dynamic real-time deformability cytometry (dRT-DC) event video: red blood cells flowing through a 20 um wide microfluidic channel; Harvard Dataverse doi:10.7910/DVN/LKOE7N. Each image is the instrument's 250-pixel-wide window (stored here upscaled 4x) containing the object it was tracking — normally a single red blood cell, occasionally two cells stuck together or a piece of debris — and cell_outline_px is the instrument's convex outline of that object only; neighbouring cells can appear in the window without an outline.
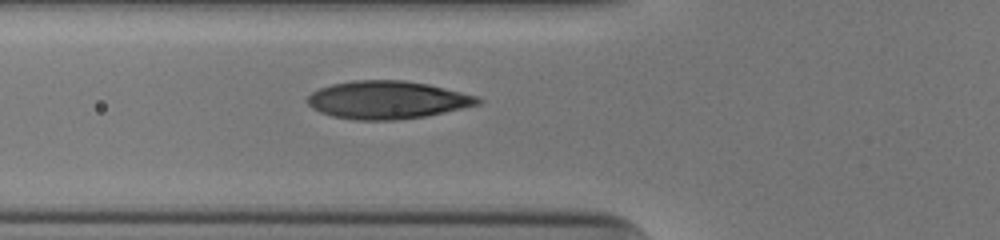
{"species": "human", "species_latin": "Homo sapiens", "temperature_condition": "cold", "stored_images_in_passage": 33, "camera_frame_rate_fps": 3000, "um_per_image_px": 0.085, "donor": {"sex": "male"}, "frame": {"image": 1, "passage_image": 5, "time_ms": 1.333, "image_size_px": [1000, 240], "cell_outline_px": [[480, 104], [428, 116], [396, 120], [356, 120], [332, 116], [320, 112], [312, 108], [308, 104], [308, 96], [312, 92], [320, 88], [332, 84], [352, 80], [404, 80], [428, 84], [476, 96], [480, 100]], "centroid_in_image_um": [32.9, 8.5], "position_along_channel_um": 92.9, "area_um2": 37.51}}
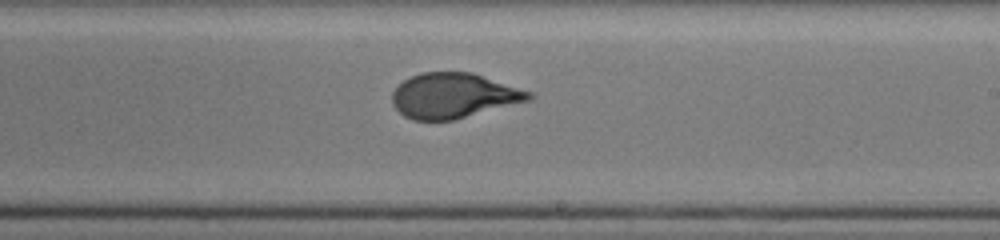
{"frame": {"image": 2, "passage_image": 17, "time_ms": 5.333, "image_size_px": [1000, 240], "cell_outline_px": [[536, 96], [532, 100], [452, 120], [412, 120], [404, 116], [392, 104], [392, 92], [404, 80], [420, 72], [472, 72], [532, 92]], "centroid_in_image_um": [38.58, 8.13], "position_along_channel_um": 250.4, "area_um2": 35.89}}
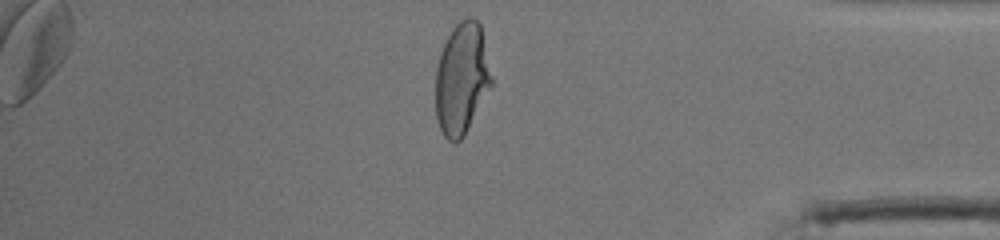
{"frame": {"image": 3, "passage_image": 30, "time_ms": 9.667, "image_size_px": [1000, 240], "cell_outline_px": [[492, 84], [464, 136], [456, 144], [452, 144], [444, 136], [440, 128], [436, 116], [436, 68], [440, 52], [452, 28], [460, 20], [468, 16], [472, 16], [480, 24], [492, 76]], "centroid_in_image_um": [39.24, 6.69], "position_along_channel_um": 396.0, "area_um2": 36.36}, "authors_computed_cell_mechanics": {"area_um2": 36.5874, "velocity_mm_per_s": 3.9499, "shape_relaxation_time_tau1_ms": 5.617, "shape_relaxation_time_tau2_ms": null, "deformation_change_tau1": 0.2171, "deformation_change_tau2": null}}